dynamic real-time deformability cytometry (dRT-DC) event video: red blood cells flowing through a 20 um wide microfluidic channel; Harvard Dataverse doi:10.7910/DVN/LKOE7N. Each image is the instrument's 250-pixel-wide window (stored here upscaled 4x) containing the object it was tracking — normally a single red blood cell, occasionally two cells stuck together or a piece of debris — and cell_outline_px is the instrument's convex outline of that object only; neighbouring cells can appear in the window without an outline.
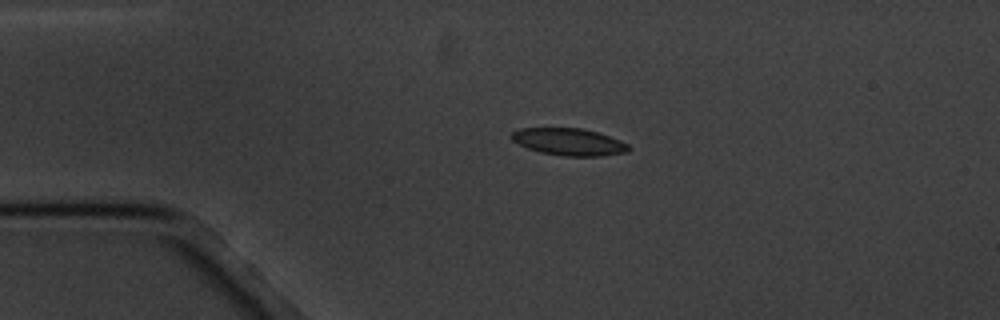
{"species": "common noctule bat (a hibernating species)", "species_latin": "Nyctalus noctula", "temperature_condition": "cold", "stored_images_in_passage": 3, "camera_frame_rate_fps": 3000, "um_per_image_px": 0.085, "animal": {"sex": "male", "body_mass_g": 20.1, "forearm_length_mm": 53.5}, "frame": {"image": 1, "passage_image": 2, "time_ms": 1.333, "image_size_px": [1000, 320], "cell_outline_px": [[632, 148], [628, 152], [600, 156], [560, 156], [540, 152], [528, 148], [512, 140], [512, 132], [520, 128], [580, 128], [596, 132], [620, 140], [628, 144]], "centroid_in_image_um": [48.38, 12.06], "position_along_channel_um": 36.6, "area_um2": 18.44}}